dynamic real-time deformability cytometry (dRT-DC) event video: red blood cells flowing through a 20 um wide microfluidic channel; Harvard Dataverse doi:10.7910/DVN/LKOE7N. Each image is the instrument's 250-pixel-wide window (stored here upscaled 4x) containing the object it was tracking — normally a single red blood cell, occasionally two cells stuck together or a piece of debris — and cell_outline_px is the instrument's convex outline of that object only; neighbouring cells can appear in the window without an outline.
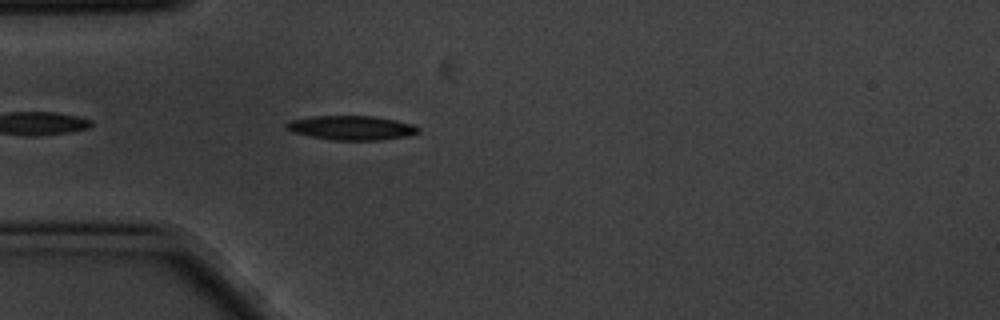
{"species": "common noctule bat (a hibernating species)", "species_latin": "Nyctalus noctula", "temperature_condition": "cold", "stored_images_in_passage": 2, "camera_frame_rate_fps": 3000, "um_per_image_px": 0.085, "animal": {"sex": "male", "body_mass_g": 20.1, "forearm_length_mm": 53.5}, "frame": {"image": 1, "passage_image": 2, "time_ms": 0.333, "image_size_px": [1000, 320], "cell_outline_px": [[420, 132], [408, 136], [380, 140], [332, 140], [292, 132], [284, 124], [292, 120], [312, 116], [372, 116], [396, 120], [412, 124], [420, 128]], "centroid_in_image_um": [29.91, 10.86], "position_along_channel_um": 55.1, "area_um2": 18.55}}